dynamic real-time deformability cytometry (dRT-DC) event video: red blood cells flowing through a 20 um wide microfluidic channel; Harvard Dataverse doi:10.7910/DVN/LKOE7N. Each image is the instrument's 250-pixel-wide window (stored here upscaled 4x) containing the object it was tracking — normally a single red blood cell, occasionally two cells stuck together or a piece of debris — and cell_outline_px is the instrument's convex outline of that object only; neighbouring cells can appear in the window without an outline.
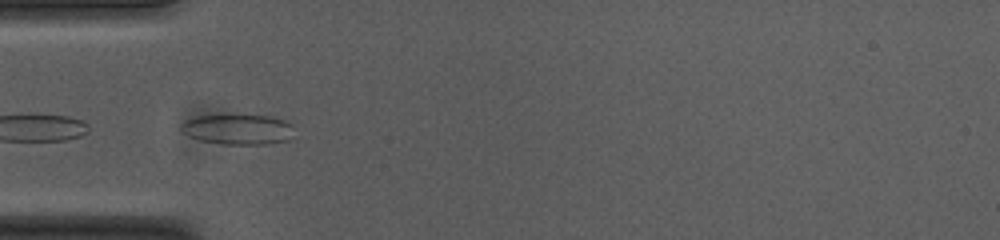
{"species": "common noctule bat (a hibernating species)", "species_latin": "Nyctalus noctula", "temperature_condition": "cold", "stored_images_in_passage": 10, "camera_frame_rate_fps": 3000, "um_per_image_px": 0.085, "animal": {"sex": "female", "body_mass_g": 23.0, "forearm_length_mm": 53.4}, "frame": {"image": 1, "passage_image": 5, "time_ms": 1.333, "image_size_px": [1000, 240], "cell_outline_px": [[292, 124], [288, 140], [264, 144], [224, 144], [200, 140], [188, 136], [180, 128], [180, 124], [184, 120], [196, 116], [268, 116], [284, 120]], "centroid_in_image_um": [20.16, 11.0], "position_along_channel_um": 64.8, "area_um2": 19.48}}